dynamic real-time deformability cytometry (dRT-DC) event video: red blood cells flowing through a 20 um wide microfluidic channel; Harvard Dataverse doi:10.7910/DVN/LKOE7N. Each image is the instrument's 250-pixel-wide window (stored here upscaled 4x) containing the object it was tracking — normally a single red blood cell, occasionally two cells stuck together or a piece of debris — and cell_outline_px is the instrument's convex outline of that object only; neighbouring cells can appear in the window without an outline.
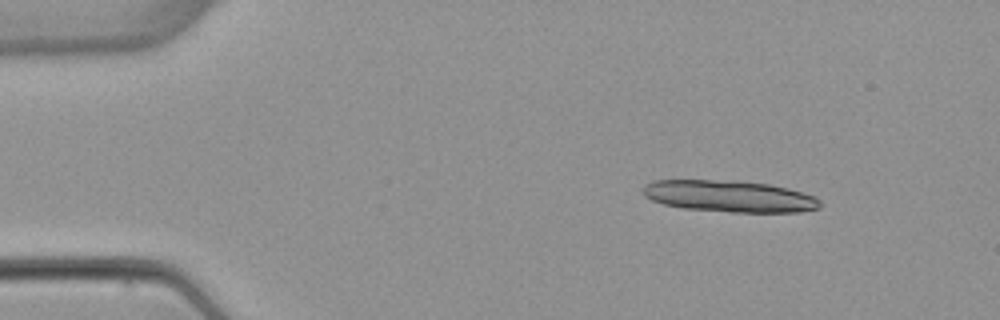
{"species": "common noctule bat (a hibernating species)", "species_latin": "Nyctalus noctula", "temperature_condition": "warm", "stored_images_in_passage": 5, "camera_frame_rate_fps": 3000, "um_per_image_px": 0.085, "animal": {"sex": "female", "body_mass_g": 22.7, "forearm_length_mm": 54.2}, "frame": {"image": 1, "passage_image": 2, "time_ms": 1.333, "image_size_px": [1000, 320], "cell_outline_px": [[820, 208], [800, 212], [732, 212], [684, 208], [664, 204], [652, 200], [644, 196], [644, 184], [652, 180], [736, 180], [768, 184], [788, 188], [816, 196], [820, 200]], "centroid_in_image_um": [62.02, 16.67], "position_along_channel_um": 23.0, "area_um2": 32.77}}
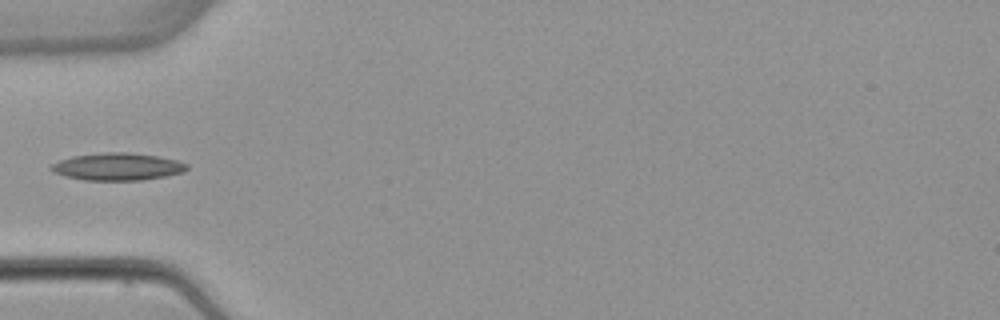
{"frame": {"image": 2, "passage_image": 5, "time_ms": 5.0, "image_size_px": [1000, 320], "cell_outline_px": [[188, 168], [184, 172], [164, 176], [140, 180], [84, 180], [64, 176], [52, 172], [48, 168], [52, 164], [60, 160], [72, 156], [104, 152], [128, 152], [160, 156], [176, 160], [188, 164]], "centroid_in_image_um": [9.97, 14.16], "position_along_channel_um": 75.0, "area_um2": 21.73}}